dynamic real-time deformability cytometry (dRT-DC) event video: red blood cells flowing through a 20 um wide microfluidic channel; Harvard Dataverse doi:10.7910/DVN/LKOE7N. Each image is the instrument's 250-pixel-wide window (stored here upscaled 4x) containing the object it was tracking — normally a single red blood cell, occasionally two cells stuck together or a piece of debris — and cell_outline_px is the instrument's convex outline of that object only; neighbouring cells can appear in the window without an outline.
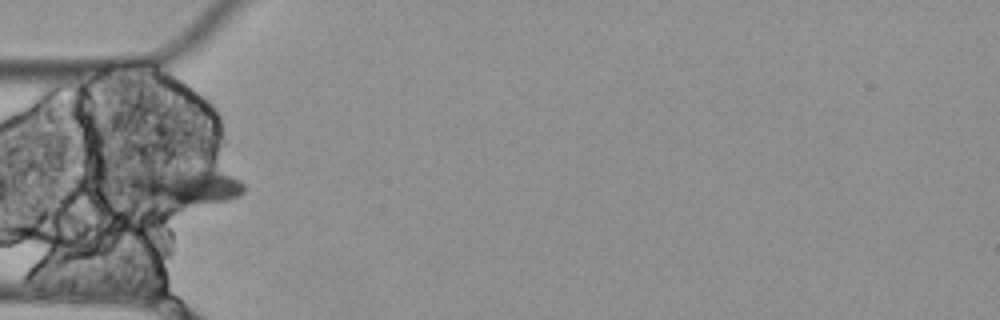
{"species": "Egyptian fruit bat (a non-hibernating species)", "species_latin": "Rousettus aegyptiacus", "temperature_condition": "cold", "stored_images_in_passage": 11, "camera_frame_rate_fps": 3000, "um_per_image_px": 0.085, "animal": {"sex": "female"}, "frame": {"image": 1, "passage_image": 1, "time_ms": 0.0, "image_size_px": [1000, 320], "cell_outline_px": [[248, 188], [240, 196], [228, 200], [180, 208], [176, 208], [128, 200], [128, 180], [156, 172], [216, 172], [240, 180]], "centroid_in_image_um": [15.66, 16.04], "position_along_channel_um": 69.3, "area_um2": 24.45}}
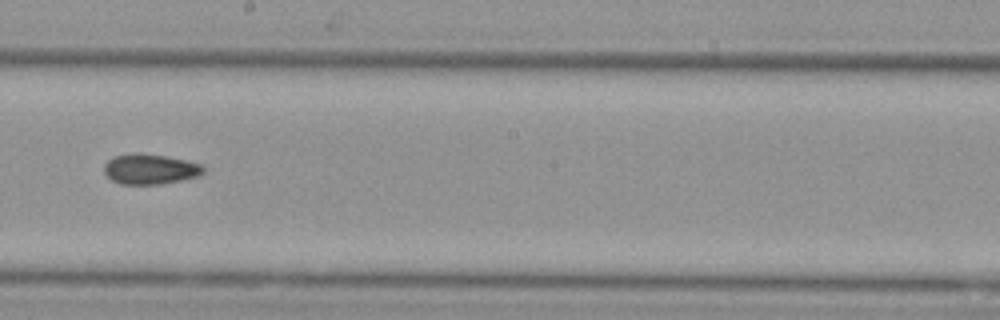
{"frame": {"image": 2, "passage_image": 5, "time_ms": 1.333, "image_size_px": [1000, 320], "cell_outline_px": [[204, 172], [196, 176], [180, 180], [160, 184], [120, 184], [112, 180], [104, 172], [104, 164], [112, 156], [136, 152], [140, 152], [164, 156], [184, 160], [200, 164], [204, 168]], "centroid_in_image_um": [12.7, 14.36], "position_along_channel_um": 235.5, "area_um2": 17.4}}
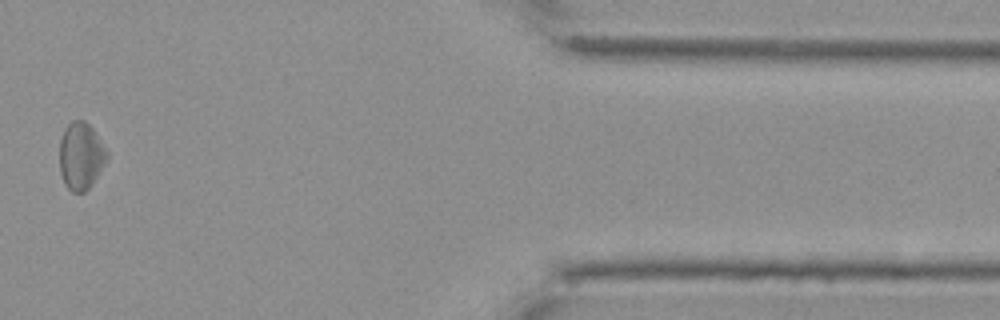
{"frame": {"image": 3, "passage_image": 10, "time_ms": 3.0, "image_size_px": [1000, 320], "cell_outline_px": [[108, 156], [104, 164], [92, 184], [84, 192], [72, 192], [64, 184], [60, 172], [60, 140], [64, 128], [72, 120], [84, 120], [92, 128], [108, 152]], "centroid_in_image_um": [6.86, 13.25], "position_along_channel_um": 404.5, "area_um2": 18.44}}